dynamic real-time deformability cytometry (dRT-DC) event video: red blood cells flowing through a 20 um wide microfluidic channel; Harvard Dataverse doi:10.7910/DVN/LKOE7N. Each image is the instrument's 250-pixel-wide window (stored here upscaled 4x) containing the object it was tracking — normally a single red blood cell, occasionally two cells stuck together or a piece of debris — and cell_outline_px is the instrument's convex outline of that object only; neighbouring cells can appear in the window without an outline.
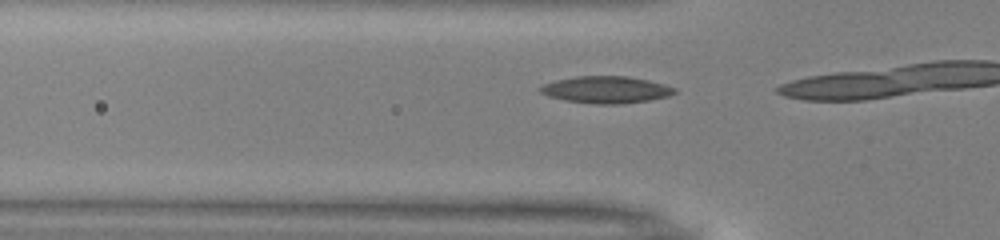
{"species": "common noctule bat (a hibernating species)", "species_latin": "Nyctalus noctula", "temperature_condition": "warm", "stored_images_in_passage": 13, "camera_frame_rate_fps": 3000, "um_per_image_px": 0.085, "animal": {"sex": "male", "body_mass_g": 13.0, "forearm_length_mm": 53.1}, "frame": {"image": 1, "passage_image": 11, "time_ms": 3.333, "image_size_px": [1000, 240], "cell_outline_px": [[676, 92], [668, 96], [648, 100], [620, 104], [600, 104], [564, 100], [548, 96], [540, 92], [536, 88], [544, 84], [556, 80], [576, 76], [628, 76], [648, 80], [664, 84], [676, 88]], "centroid_in_image_um": [51.49, 7.62], "position_along_channel_um": 74.3, "area_um2": 21.04}}